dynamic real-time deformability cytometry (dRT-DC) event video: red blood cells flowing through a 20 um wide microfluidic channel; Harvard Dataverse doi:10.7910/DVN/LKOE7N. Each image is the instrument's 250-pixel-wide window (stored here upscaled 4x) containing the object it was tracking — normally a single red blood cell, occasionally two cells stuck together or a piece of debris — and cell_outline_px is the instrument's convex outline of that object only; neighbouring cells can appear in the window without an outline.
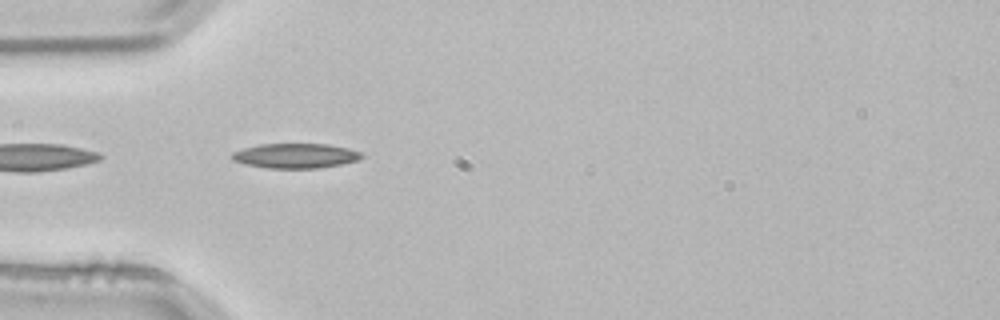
{"species": "common noctule bat (a hibernating species)", "species_latin": "Nyctalus noctula", "temperature_condition": "room temperature", "stored_images_in_passage": 3, "camera_frame_rate_fps": 3000, "um_per_image_px": 0.085, "animal": {"sex": "male", "body_mass_g": 21.5, "forearm_length_mm": 52.0}, "frame": {"image": 1, "passage_image": 3, "time_ms": 0.667, "image_size_px": [1000, 320], "cell_outline_px": [[364, 156], [360, 160], [340, 164], [316, 168], [268, 168], [244, 164], [232, 160], [232, 152], [244, 148], [260, 144], [328, 144], [348, 148], [360, 152]], "centroid_in_image_um": [25.12, 13.24], "position_along_channel_um": 59.9, "area_um2": 18.67}}